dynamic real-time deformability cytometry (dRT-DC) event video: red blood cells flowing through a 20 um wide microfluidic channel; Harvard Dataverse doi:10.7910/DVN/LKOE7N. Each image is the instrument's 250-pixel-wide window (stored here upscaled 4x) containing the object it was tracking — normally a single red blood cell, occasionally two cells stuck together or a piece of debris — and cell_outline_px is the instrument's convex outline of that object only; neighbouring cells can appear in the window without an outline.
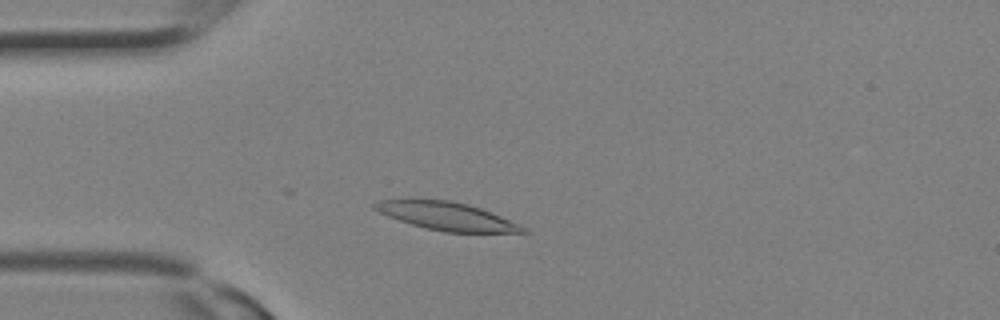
{"species": "Egyptian fruit bat (a non-hibernating species)", "species_latin": "Rousettus aegyptiacus", "temperature_condition": "room temperature", "stored_images_in_passage": 6, "camera_frame_rate_fps": 3000, "um_per_image_px": 0.085, "animal": {"sex": "female"}, "frame": {"image": 1, "passage_image": 5, "time_ms": 1.333, "image_size_px": [1000, 320], "cell_outline_px": [[532, 232], [444, 232], [424, 228], [388, 216], [372, 208], [372, 204], [376, 200], [452, 200], [468, 204], [480, 208], [520, 224]], "centroid_in_image_um": [37.98, 18.38], "position_along_channel_um": 47.0, "area_um2": 23.93}}